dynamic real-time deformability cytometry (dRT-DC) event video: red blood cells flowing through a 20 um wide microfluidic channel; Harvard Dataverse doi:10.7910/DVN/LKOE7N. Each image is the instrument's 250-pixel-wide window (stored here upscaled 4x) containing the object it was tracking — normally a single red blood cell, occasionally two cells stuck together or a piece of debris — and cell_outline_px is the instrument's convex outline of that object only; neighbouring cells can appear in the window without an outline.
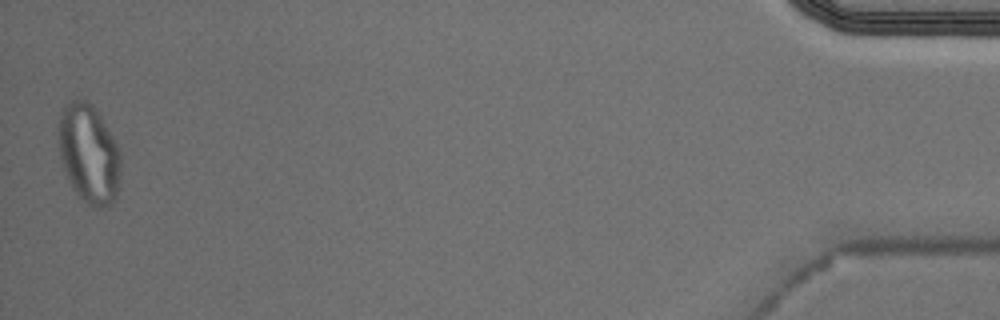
{"species": "Egyptian fruit bat (a non-hibernating species)", "species_latin": "Rousettus aegyptiacus", "temperature_condition": "cold", "stored_images_in_passage": 37, "segment_of_instrument_passage": [2, 2], "camera_frame_rate_fps": 3000, "um_per_image_px": 0.085, "animal": {"sex": "male"}, "frame": {"image": 1, "passage_image": 37, "time_ms": 12.0, "image_size_px": [1000, 320], "cell_outline_px": [[120, 184], [116, 200], [112, 204], [100, 208], [96, 208], [88, 204], [72, 188], [64, 168], [60, 156], [60, 112], [64, 104], [76, 96], [92, 104], [116, 140], [120, 148]], "centroid_in_image_um": [7.59, 13.06], "position_along_channel_um": 427.6, "area_um2": 36.13}}